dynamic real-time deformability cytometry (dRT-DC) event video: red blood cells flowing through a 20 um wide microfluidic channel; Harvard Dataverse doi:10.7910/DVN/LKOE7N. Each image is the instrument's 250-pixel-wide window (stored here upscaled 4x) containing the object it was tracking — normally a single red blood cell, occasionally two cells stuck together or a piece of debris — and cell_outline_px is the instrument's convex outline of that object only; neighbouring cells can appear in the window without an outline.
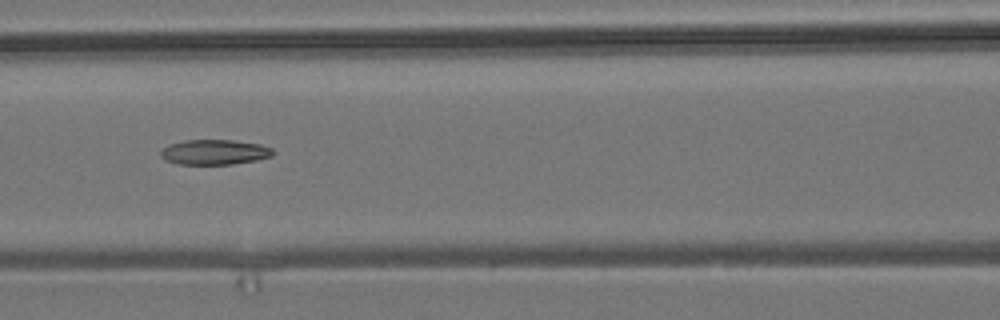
{"species": "common noctule bat (a hibernating species)", "species_latin": "Nyctalus noctula", "temperature_condition": "room temperature", "stored_images_in_passage": 7, "camera_frame_rate_fps": 3000, "um_per_image_px": 0.085, "animal": {"sex": "male", "body_mass_g": 19.2, "forearm_length_mm": 51.8}, "frame": {"image": 1, "passage_image": 5, "time_ms": 1.333, "image_size_px": [1000, 320], "cell_outline_px": [[276, 152], [272, 156], [256, 160], [232, 164], [180, 164], [164, 160], [160, 156], [160, 152], [168, 144], [184, 140], [232, 140], [260, 144], [272, 148]], "centroid_in_image_um": [18.23, 12.93], "position_along_channel_um": 148.4, "area_um2": 16.47}}
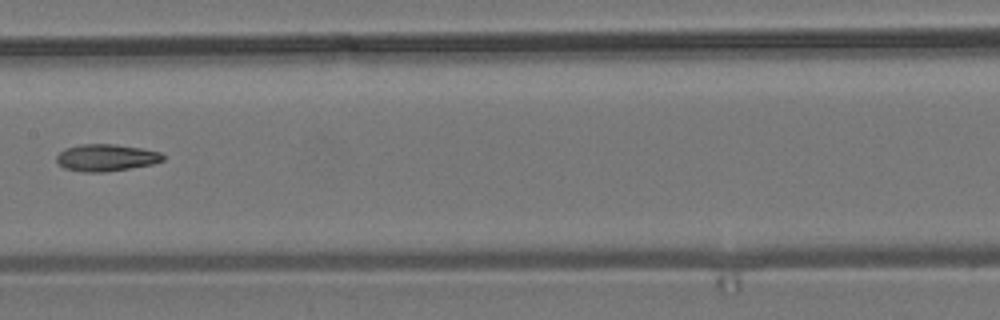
{"frame": {"image": 2, "passage_image": 6, "time_ms": 1.667, "image_size_px": [1000, 320], "cell_outline_px": [[164, 160], [152, 164], [104, 172], [84, 172], [64, 168], [56, 160], [56, 156], [64, 148], [80, 144], [116, 144], [140, 148], [160, 152], [164, 156]], "centroid_in_image_um": [9.0, 13.39], "position_along_channel_um": 198.4, "area_um2": 16.65}}
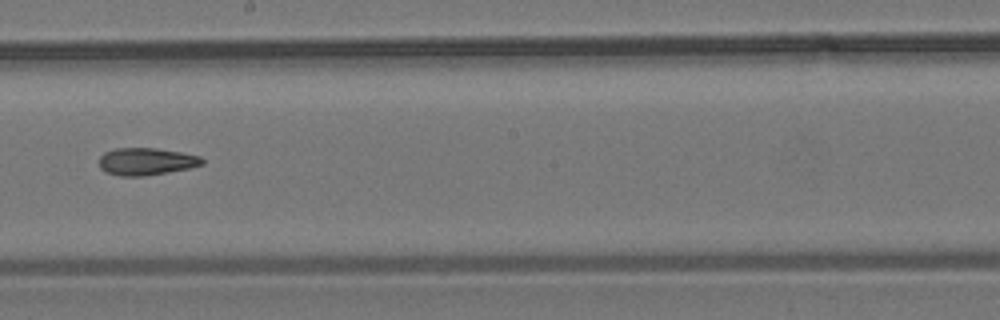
{"frame": {"image": 3, "passage_image": 7, "time_ms": 2.0, "image_size_px": [1000, 320], "cell_outline_px": [[204, 164], [188, 168], [168, 172], [144, 176], [120, 176], [104, 172], [100, 168], [100, 156], [104, 152], [116, 148], [156, 148], [180, 152], [200, 156], [204, 160]], "centroid_in_image_um": [12.41, 13.73], "position_along_channel_um": 235.8, "area_um2": 16.42}}